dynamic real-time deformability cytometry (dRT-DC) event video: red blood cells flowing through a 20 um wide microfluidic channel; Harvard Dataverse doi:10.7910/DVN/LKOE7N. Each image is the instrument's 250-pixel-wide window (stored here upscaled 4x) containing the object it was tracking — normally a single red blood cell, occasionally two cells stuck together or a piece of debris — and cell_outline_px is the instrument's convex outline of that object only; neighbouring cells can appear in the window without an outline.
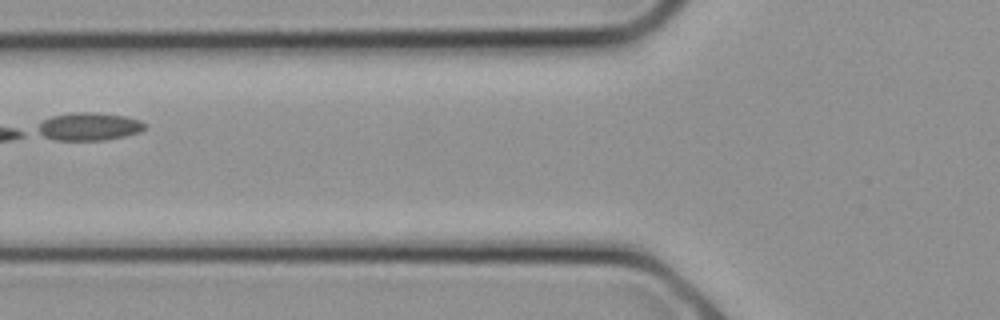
{"species": "common noctule bat (a hibernating species)", "species_latin": "Nyctalus noctula", "temperature_condition": "cold", "stored_images_in_passage": 18, "camera_frame_rate_fps": 3000, "um_per_image_px": 0.085, "animal": {"sex": "female", "body_mass_g": 21.9}, "frame": {"image": 1, "passage_image": 3, "time_ms": 0.667, "image_size_px": [1000, 320], "cell_outline_px": [[144, 128], [140, 132], [124, 136], [104, 140], [52, 140], [32, 132], [44, 120], [52, 116], [72, 112], [92, 112], [124, 116], [140, 120], [144, 124]], "centroid_in_image_um": [7.48, 10.76], "position_along_channel_um": 118.3, "area_um2": 17.51}}
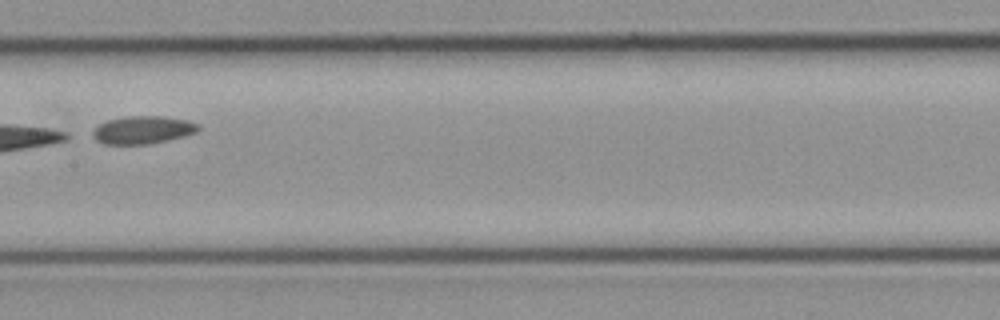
{"frame": {"image": 2, "passage_image": 6, "time_ms": 1.667, "image_size_px": [1000, 320], "cell_outline_px": [[200, 128], [196, 132], [184, 136], [168, 140], [148, 144], [104, 144], [96, 140], [92, 136], [92, 132], [100, 124], [108, 120], [128, 116], [164, 116], [188, 120], [200, 124]], "centroid_in_image_um": [12.17, 11.04], "position_along_channel_um": 195.2, "area_um2": 17.11}}